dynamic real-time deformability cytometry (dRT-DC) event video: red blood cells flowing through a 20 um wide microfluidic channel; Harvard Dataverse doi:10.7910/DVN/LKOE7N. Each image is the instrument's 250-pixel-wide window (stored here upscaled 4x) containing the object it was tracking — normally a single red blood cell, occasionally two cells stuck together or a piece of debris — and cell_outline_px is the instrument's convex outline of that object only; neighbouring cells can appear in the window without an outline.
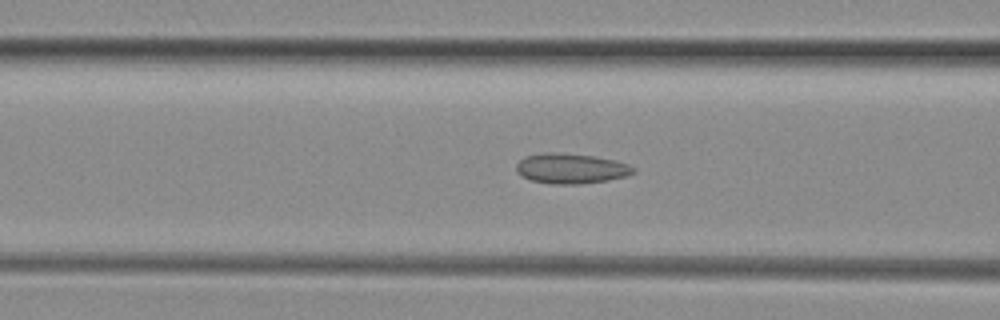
{"species": "common noctule bat (a hibernating species)", "species_latin": "Nyctalus noctula", "temperature_condition": "room temperature", "stored_images_in_passage": 50, "camera_frame_rate_fps": 3000, "um_per_image_px": 0.085, "animal": {"sex": "female", "body_mass_g": 29.2, "forearm_length_mm": 56.3}, "frame": {"image": 1, "passage_image": 20, "time_ms": 6.333, "image_size_px": [1000, 320], "cell_outline_px": [[632, 172], [620, 176], [604, 180], [536, 180], [524, 176], [516, 168], [520, 160], [528, 156], [588, 156], [608, 160], [624, 164], [632, 168]], "centroid_in_image_um": [48.52, 14.3], "position_along_channel_um": 118.1, "area_um2": 16.82}}
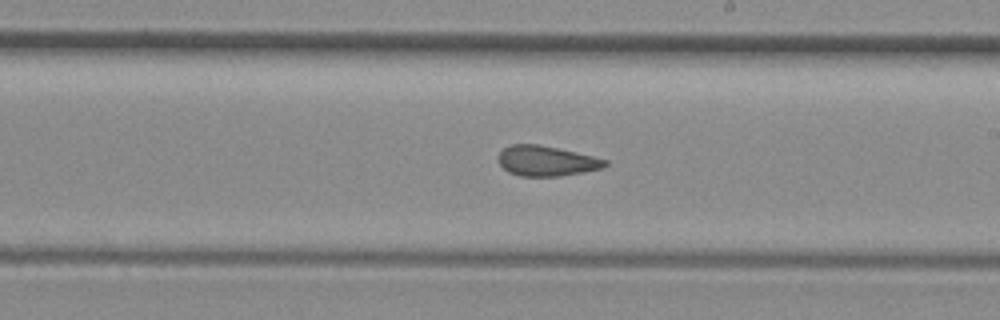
{"frame": {"image": 2, "passage_image": 29, "time_ms": 9.333, "image_size_px": [1000, 320], "cell_outline_px": [[608, 164], [600, 168], [552, 176], [524, 176], [512, 172], [504, 168], [500, 164], [500, 152], [504, 148], [516, 144], [532, 144], [572, 152], [604, 160]], "centroid_in_image_um": [46.37, 13.68], "position_along_channel_um": 242.6, "area_um2": 17.4}}
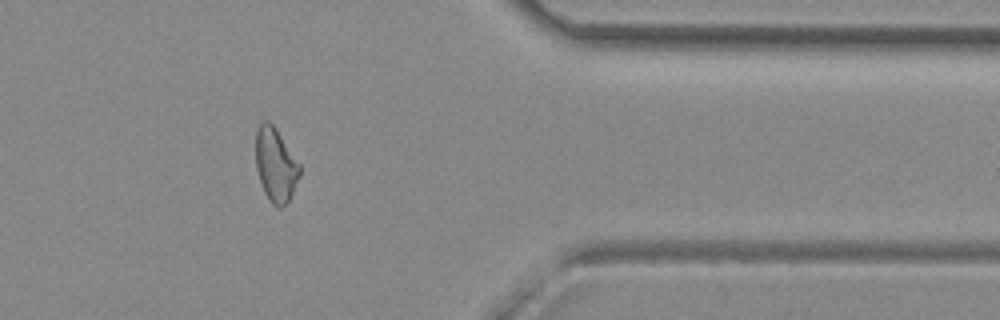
{"frame": {"image": 3, "passage_image": 41, "time_ms": 13.333, "image_size_px": [1000, 320], "cell_outline_px": [[300, 172], [288, 200], [284, 204], [276, 204], [268, 196], [260, 180], [256, 164], [256, 136], [260, 124], [272, 124], [300, 164]], "centroid_in_image_um": [23.43, 13.97], "position_along_channel_um": 388.0, "area_um2": 17.51}, "authors_computed_cell_mechanics": {"area_um2": 17.6001, "velocity_mm_per_s": 4.1515, "shape_relaxation_time_tau1_ms": null, "shape_relaxation_time_tau2_ms": 2.7439, "deformation_change_tau1": null, "deformation_change_tau2": 0.0999}}